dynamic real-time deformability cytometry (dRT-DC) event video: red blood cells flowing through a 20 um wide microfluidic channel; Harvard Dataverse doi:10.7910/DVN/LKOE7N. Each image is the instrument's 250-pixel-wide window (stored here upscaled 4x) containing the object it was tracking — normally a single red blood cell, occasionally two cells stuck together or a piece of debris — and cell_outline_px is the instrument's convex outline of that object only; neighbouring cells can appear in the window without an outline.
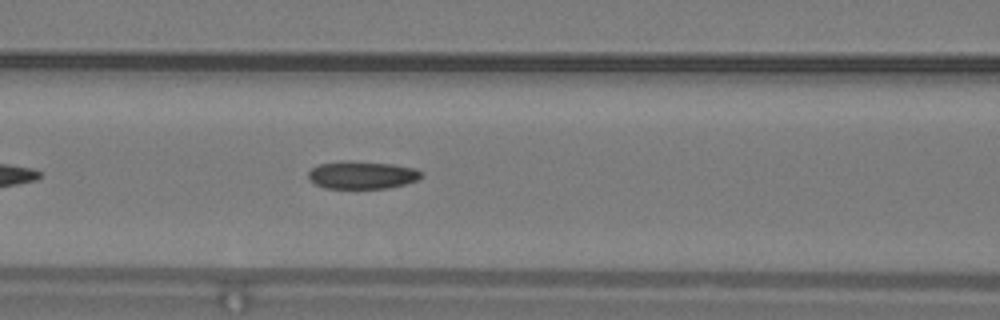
{"species": "common noctule bat (a hibernating species)", "species_latin": "Nyctalus noctula", "temperature_condition": "warm", "stored_images_in_passage": 28, "camera_frame_rate_fps": 3000, "um_per_image_px": 0.085, "animal": {"sex": "male", "body_mass_g": 19.2, "forearm_length_mm": 51.8}, "frame": {"image": 1, "passage_image": 9, "time_ms": 2.667, "image_size_px": [1000, 320], "cell_outline_px": [[424, 176], [416, 180], [404, 184], [388, 188], [324, 188], [316, 184], [308, 176], [308, 172], [316, 164], [348, 160], [392, 164], [416, 168]], "centroid_in_image_um": [30.77, 14.86], "position_along_channel_um": 135.8, "area_um2": 18.26}, "authors_computed_cell_mechanics": {"area_um2": 18.5827, "velocity_mm_per_s": 4.251, "shape_relaxation_time_tau1_ms": 6.9638, "shape_relaxation_time_tau2_ms": 2.663, "deformation_change_tau1": 0.1822, "deformation_change_tau2": 0.0937}}